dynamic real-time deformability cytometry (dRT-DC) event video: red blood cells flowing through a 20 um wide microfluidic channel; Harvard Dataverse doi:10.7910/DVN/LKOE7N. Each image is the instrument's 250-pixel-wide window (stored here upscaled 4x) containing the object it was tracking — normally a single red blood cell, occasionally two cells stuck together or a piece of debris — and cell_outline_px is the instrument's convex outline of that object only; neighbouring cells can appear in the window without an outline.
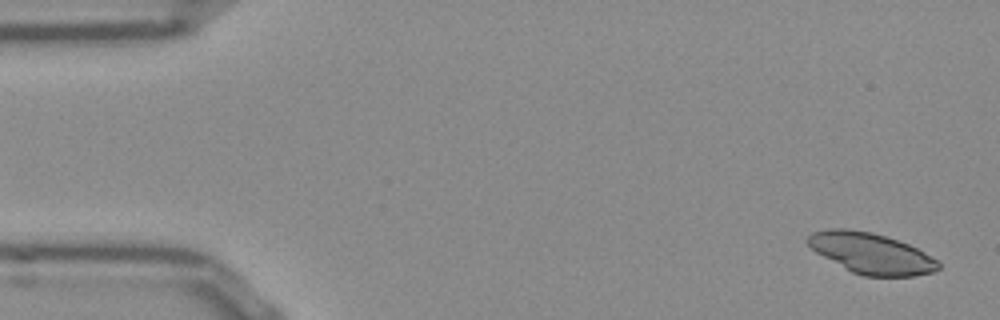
{"species": "Egyptian fruit bat (a non-hibernating species)", "species_latin": "Rousettus aegyptiacus", "temperature_condition": "room temperature", "stored_images_in_passage": 9, "camera_frame_rate_fps": 3000, "um_per_image_px": 0.085, "frame": {"image": 1, "passage_image": 1, "time_ms": 0.0, "image_size_px": [1000, 320], "cell_outline_px": [[940, 268], [932, 272], [912, 276], [864, 276], [852, 272], [816, 252], [804, 240], [812, 232], [828, 228], [844, 228], [872, 232], [908, 244], [924, 252], [936, 260], [940, 264]], "centroid_in_image_um": [74.01, 21.52], "position_along_channel_um": 11.0, "area_um2": 30.69}}